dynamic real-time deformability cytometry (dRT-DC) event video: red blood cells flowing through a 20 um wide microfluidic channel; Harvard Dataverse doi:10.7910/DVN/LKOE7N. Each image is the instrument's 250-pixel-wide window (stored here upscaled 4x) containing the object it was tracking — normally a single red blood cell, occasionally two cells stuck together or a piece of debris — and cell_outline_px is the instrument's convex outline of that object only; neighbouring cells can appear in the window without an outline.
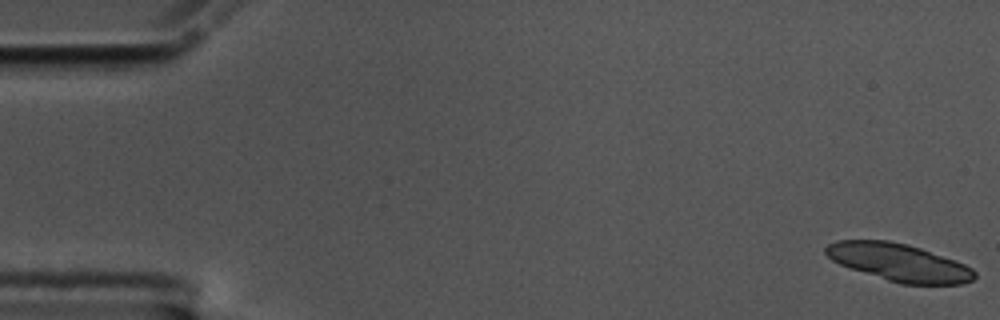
{"species": "common noctule bat (a hibernating species)", "species_latin": "Nyctalus noctula", "temperature_condition": "cold", "stored_images_in_passage": 58, "segment_of_instrument_passage": [1, 2], "camera_frame_rate_fps": 3000, "um_per_image_px": 0.085, "animal": {"sex": "male", "body_mass_g": 17.5, "forearm_length_mm": 52.3}, "frame": {"image": 1, "passage_image": 1, "time_ms": 0.0, "image_size_px": [1000, 320], "cell_outline_px": [[976, 276], [972, 280], [960, 284], [900, 284], [840, 264], [832, 260], [824, 252], [824, 248], [828, 244], [836, 240], [888, 240], [908, 244], [956, 260], [972, 268], [976, 272]], "centroid_in_image_um": [76.42, 22.29], "position_along_channel_um": 8.6, "area_um2": 32.37}}